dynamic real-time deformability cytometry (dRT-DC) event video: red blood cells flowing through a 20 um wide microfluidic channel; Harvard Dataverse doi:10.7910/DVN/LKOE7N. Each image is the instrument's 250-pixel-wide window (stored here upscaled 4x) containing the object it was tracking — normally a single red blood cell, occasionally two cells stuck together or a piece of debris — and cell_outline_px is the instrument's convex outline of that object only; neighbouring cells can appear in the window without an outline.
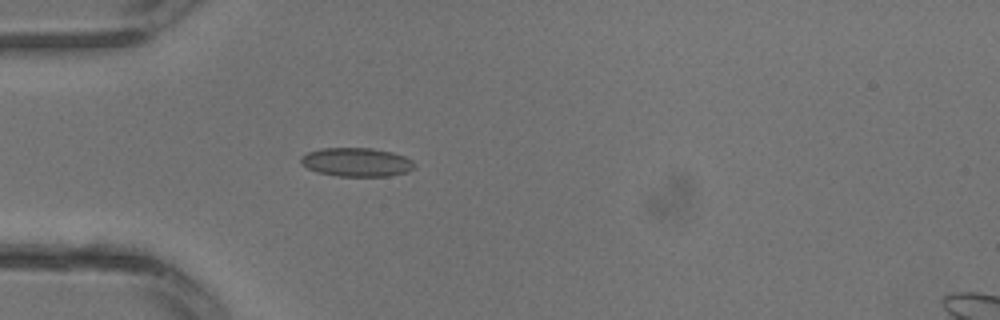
{"species": "common noctule bat (a hibernating species)", "species_latin": "Nyctalus noctula", "temperature_condition": "warm", "stored_images_in_passage": 23, "camera_frame_rate_fps": 3000, "um_per_image_px": 0.085, "animal": {"sex": "male", "body_mass_g": 13.3}, "frame": {"image": 1, "passage_image": 1, "time_ms": 0.0, "image_size_px": [1000, 320], "cell_outline_px": [[416, 168], [408, 172], [388, 176], [336, 176], [316, 172], [300, 164], [300, 156], [308, 152], [320, 148], [372, 148], [392, 152], [404, 156], [412, 160], [416, 164]], "centroid_in_image_um": [30.31, 13.78], "position_along_channel_um": 54.7, "area_um2": 19.31}}
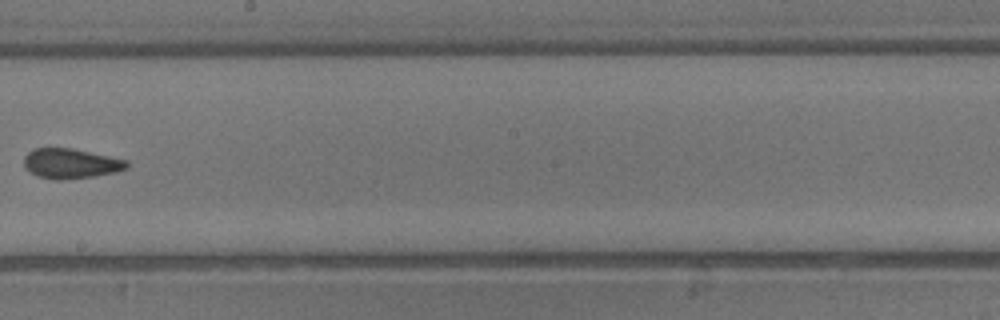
{"frame": {"image": 2, "passage_image": 10, "time_ms": 3.0, "image_size_px": [1000, 320], "cell_outline_px": [[128, 168], [116, 172], [92, 176], [60, 180], [56, 180], [36, 176], [24, 168], [24, 156], [28, 152], [36, 148], [72, 148], [128, 160]], "centroid_in_image_um": [6.0, 13.9], "position_along_channel_um": 242.2, "area_um2": 17.98}}
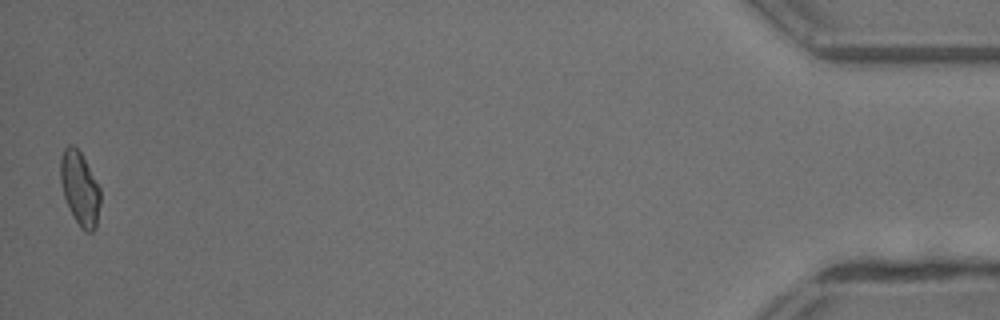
{"frame": {"image": 3, "passage_image": 23, "time_ms": 7.333, "image_size_px": [1000, 320], "cell_outline_px": [[100, 204], [96, 228], [92, 232], [84, 232], [80, 228], [72, 216], [64, 196], [60, 180], [60, 160], [64, 148], [68, 144], [72, 144], [80, 152], [100, 188]], "centroid_in_image_um": [6.78, 16.06], "position_along_channel_um": 428.4, "area_um2": 17.17}}